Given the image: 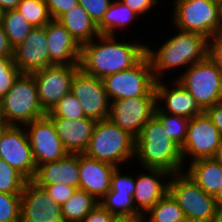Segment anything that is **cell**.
Masks as SVG:
<instances>
[{
    "mask_svg": "<svg viewBox=\"0 0 222 222\" xmlns=\"http://www.w3.org/2000/svg\"><path fill=\"white\" fill-rule=\"evenodd\" d=\"M172 22L177 30L210 39L221 30L218 0H175Z\"/></svg>",
    "mask_w": 222,
    "mask_h": 222,
    "instance_id": "7",
    "label": "cell"
},
{
    "mask_svg": "<svg viewBox=\"0 0 222 222\" xmlns=\"http://www.w3.org/2000/svg\"><path fill=\"white\" fill-rule=\"evenodd\" d=\"M46 190L50 197L58 204L63 205L71 197L77 188L66 184L55 183L52 185H38Z\"/></svg>",
    "mask_w": 222,
    "mask_h": 222,
    "instance_id": "39",
    "label": "cell"
},
{
    "mask_svg": "<svg viewBox=\"0 0 222 222\" xmlns=\"http://www.w3.org/2000/svg\"><path fill=\"white\" fill-rule=\"evenodd\" d=\"M7 126L9 125L7 124V121L5 120L4 113L2 110V104L0 101V127H7Z\"/></svg>",
    "mask_w": 222,
    "mask_h": 222,
    "instance_id": "49",
    "label": "cell"
},
{
    "mask_svg": "<svg viewBox=\"0 0 222 222\" xmlns=\"http://www.w3.org/2000/svg\"><path fill=\"white\" fill-rule=\"evenodd\" d=\"M218 3H219V13H220V24L222 30V0H218Z\"/></svg>",
    "mask_w": 222,
    "mask_h": 222,
    "instance_id": "52",
    "label": "cell"
},
{
    "mask_svg": "<svg viewBox=\"0 0 222 222\" xmlns=\"http://www.w3.org/2000/svg\"><path fill=\"white\" fill-rule=\"evenodd\" d=\"M216 203L219 207L222 206V183L221 186L218 189V192L214 195Z\"/></svg>",
    "mask_w": 222,
    "mask_h": 222,
    "instance_id": "48",
    "label": "cell"
},
{
    "mask_svg": "<svg viewBox=\"0 0 222 222\" xmlns=\"http://www.w3.org/2000/svg\"><path fill=\"white\" fill-rule=\"evenodd\" d=\"M36 167L57 161L69 153L61 142L52 120L47 116L24 125Z\"/></svg>",
    "mask_w": 222,
    "mask_h": 222,
    "instance_id": "14",
    "label": "cell"
},
{
    "mask_svg": "<svg viewBox=\"0 0 222 222\" xmlns=\"http://www.w3.org/2000/svg\"><path fill=\"white\" fill-rule=\"evenodd\" d=\"M221 144L222 134L208 115L204 112L194 116L189 120L187 137L181 147L183 163L189 156L191 157L190 162L213 158Z\"/></svg>",
    "mask_w": 222,
    "mask_h": 222,
    "instance_id": "11",
    "label": "cell"
},
{
    "mask_svg": "<svg viewBox=\"0 0 222 222\" xmlns=\"http://www.w3.org/2000/svg\"><path fill=\"white\" fill-rule=\"evenodd\" d=\"M79 65H52L32 73L43 110L48 113L71 92V84Z\"/></svg>",
    "mask_w": 222,
    "mask_h": 222,
    "instance_id": "12",
    "label": "cell"
},
{
    "mask_svg": "<svg viewBox=\"0 0 222 222\" xmlns=\"http://www.w3.org/2000/svg\"><path fill=\"white\" fill-rule=\"evenodd\" d=\"M16 10L34 27H43L52 20L45 0H21Z\"/></svg>",
    "mask_w": 222,
    "mask_h": 222,
    "instance_id": "32",
    "label": "cell"
},
{
    "mask_svg": "<svg viewBox=\"0 0 222 222\" xmlns=\"http://www.w3.org/2000/svg\"><path fill=\"white\" fill-rule=\"evenodd\" d=\"M111 2V0H78L96 25L102 21Z\"/></svg>",
    "mask_w": 222,
    "mask_h": 222,
    "instance_id": "37",
    "label": "cell"
},
{
    "mask_svg": "<svg viewBox=\"0 0 222 222\" xmlns=\"http://www.w3.org/2000/svg\"><path fill=\"white\" fill-rule=\"evenodd\" d=\"M175 80L196 99L204 111L222 101V73L208 56L191 65Z\"/></svg>",
    "mask_w": 222,
    "mask_h": 222,
    "instance_id": "9",
    "label": "cell"
},
{
    "mask_svg": "<svg viewBox=\"0 0 222 222\" xmlns=\"http://www.w3.org/2000/svg\"><path fill=\"white\" fill-rule=\"evenodd\" d=\"M139 15L119 0L111 2L102 21L97 25L101 35L115 36L117 28H124L131 24ZM130 23V24H129Z\"/></svg>",
    "mask_w": 222,
    "mask_h": 222,
    "instance_id": "26",
    "label": "cell"
},
{
    "mask_svg": "<svg viewBox=\"0 0 222 222\" xmlns=\"http://www.w3.org/2000/svg\"><path fill=\"white\" fill-rule=\"evenodd\" d=\"M84 155L118 167L135 156V138L108 119L97 121Z\"/></svg>",
    "mask_w": 222,
    "mask_h": 222,
    "instance_id": "4",
    "label": "cell"
},
{
    "mask_svg": "<svg viewBox=\"0 0 222 222\" xmlns=\"http://www.w3.org/2000/svg\"><path fill=\"white\" fill-rule=\"evenodd\" d=\"M142 168L161 169L173 175L183 172L181 147L153 116L135 139V156Z\"/></svg>",
    "mask_w": 222,
    "mask_h": 222,
    "instance_id": "2",
    "label": "cell"
},
{
    "mask_svg": "<svg viewBox=\"0 0 222 222\" xmlns=\"http://www.w3.org/2000/svg\"><path fill=\"white\" fill-rule=\"evenodd\" d=\"M213 159L222 166V144L215 152Z\"/></svg>",
    "mask_w": 222,
    "mask_h": 222,
    "instance_id": "47",
    "label": "cell"
},
{
    "mask_svg": "<svg viewBox=\"0 0 222 222\" xmlns=\"http://www.w3.org/2000/svg\"><path fill=\"white\" fill-rule=\"evenodd\" d=\"M0 56L13 57V47L9 43V39L0 24Z\"/></svg>",
    "mask_w": 222,
    "mask_h": 222,
    "instance_id": "45",
    "label": "cell"
},
{
    "mask_svg": "<svg viewBox=\"0 0 222 222\" xmlns=\"http://www.w3.org/2000/svg\"><path fill=\"white\" fill-rule=\"evenodd\" d=\"M156 105L155 88L146 97L114 100L110 102L108 120L136 139L154 116Z\"/></svg>",
    "mask_w": 222,
    "mask_h": 222,
    "instance_id": "10",
    "label": "cell"
},
{
    "mask_svg": "<svg viewBox=\"0 0 222 222\" xmlns=\"http://www.w3.org/2000/svg\"><path fill=\"white\" fill-rule=\"evenodd\" d=\"M71 93L81 104L85 117L95 121L108 119L110 100L103 79L88 75L79 69L73 77Z\"/></svg>",
    "mask_w": 222,
    "mask_h": 222,
    "instance_id": "15",
    "label": "cell"
},
{
    "mask_svg": "<svg viewBox=\"0 0 222 222\" xmlns=\"http://www.w3.org/2000/svg\"><path fill=\"white\" fill-rule=\"evenodd\" d=\"M0 101L8 125L24 126L47 114L39 102L32 74H20Z\"/></svg>",
    "mask_w": 222,
    "mask_h": 222,
    "instance_id": "5",
    "label": "cell"
},
{
    "mask_svg": "<svg viewBox=\"0 0 222 222\" xmlns=\"http://www.w3.org/2000/svg\"><path fill=\"white\" fill-rule=\"evenodd\" d=\"M37 185L66 184L79 188V154L39 165L32 179Z\"/></svg>",
    "mask_w": 222,
    "mask_h": 222,
    "instance_id": "23",
    "label": "cell"
},
{
    "mask_svg": "<svg viewBox=\"0 0 222 222\" xmlns=\"http://www.w3.org/2000/svg\"><path fill=\"white\" fill-rule=\"evenodd\" d=\"M0 158L18 170L27 180L34 178L37 167L24 126L9 125L2 129Z\"/></svg>",
    "mask_w": 222,
    "mask_h": 222,
    "instance_id": "13",
    "label": "cell"
},
{
    "mask_svg": "<svg viewBox=\"0 0 222 222\" xmlns=\"http://www.w3.org/2000/svg\"><path fill=\"white\" fill-rule=\"evenodd\" d=\"M1 25L13 48L22 43L30 31L35 28L16 9L2 13Z\"/></svg>",
    "mask_w": 222,
    "mask_h": 222,
    "instance_id": "30",
    "label": "cell"
},
{
    "mask_svg": "<svg viewBox=\"0 0 222 222\" xmlns=\"http://www.w3.org/2000/svg\"><path fill=\"white\" fill-rule=\"evenodd\" d=\"M20 74L12 57L0 56V100L11 89Z\"/></svg>",
    "mask_w": 222,
    "mask_h": 222,
    "instance_id": "36",
    "label": "cell"
},
{
    "mask_svg": "<svg viewBox=\"0 0 222 222\" xmlns=\"http://www.w3.org/2000/svg\"><path fill=\"white\" fill-rule=\"evenodd\" d=\"M28 180L5 160L0 158V192L21 194Z\"/></svg>",
    "mask_w": 222,
    "mask_h": 222,
    "instance_id": "33",
    "label": "cell"
},
{
    "mask_svg": "<svg viewBox=\"0 0 222 222\" xmlns=\"http://www.w3.org/2000/svg\"><path fill=\"white\" fill-rule=\"evenodd\" d=\"M114 170L109 163L79 154V189L101 200L110 190Z\"/></svg>",
    "mask_w": 222,
    "mask_h": 222,
    "instance_id": "21",
    "label": "cell"
},
{
    "mask_svg": "<svg viewBox=\"0 0 222 222\" xmlns=\"http://www.w3.org/2000/svg\"><path fill=\"white\" fill-rule=\"evenodd\" d=\"M21 194L0 192V222H20Z\"/></svg>",
    "mask_w": 222,
    "mask_h": 222,
    "instance_id": "35",
    "label": "cell"
},
{
    "mask_svg": "<svg viewBox=\"0 0 222 222\" xmlns=\"http://www.w3.org/2000/svg\"><path fill=\"white\" fill-rule=\"evenodd\" d=\"M167 85L161 79L155 83L156 106L162 112L185 117L189 120L204 113L196 99L180 83L175 80L173 88ZM162 101L164 105L161 104Z\"/></svg>",
    "mask_w": 222,
    "mask_h": 222,
    "instance_id": "18",
    "label": "cell"
},
{
    "mask_svg": "<svg viewBox=\"0 0 222 222\" xmlns=\"http://www.w3.org/2000/svg\"><path fill=\"white\" fill-rule=\"evenodd\" d=\"M207 56L222 73V30L215 33L210 39H208Z\"/></svg>",
    "mask_w": 222,
    "mask_h": 222,
    "instance_id": "40",
    "label": "cell"
},
{
    "mask_svg": "<svg viewBox=\"0 0 222 222\" xmlns=\"http://www.w3.org/2000/svg\"><path fill=\"white\" fill-rule=\"evenodd\" d=\"M57 20L70 32L80 46L100 35L97 25L79 3Z\"/></svg>",
    "mask_w": 222,
    "mask_h": 222,
    "instance_id": "24",
    "label": "cell"
},
{
    "mask_svg": "<svg viewBox=\"0 0 222 222\" xmlns=\"http://www.w3.org/2000/svg\"><path fill=\"white\" fill-rule=\"evenodd\" d=\"M119 166L115 167L111 178V186L109 191H118V193H129L131 196L135 192V178L130 175H122Z\"/></svg>",
    "mask_w": 222,
    "mask_h": 222,
    "instance_id": "38",
    "label": "cell"
},
{
    "mask_svg": "<svg viewBox=\"0 0 222 222\" xmlns=\"http://www.w3.org/2000/svg\"><path fill=\"white\" fill-rule=\"evenodd\" d=\"M154 117L162 124L167 134L182 147L187 137L189 119L162 112L157 106Z\"/></svg>",
    "mask_w": 222,
    "mask_h": 222,
    "instance_id": "31",
    "label": "cell"
},
{
    "mask_svg": "<svg viewBox=\"0 0 222 222\" xmlns=\"http://www.w3.org/2000/svg\"><path fill=\"white\" fill-rule=\"evenodd\" d=\"M103 83L111 102L126 98L146 97L155 88L156 79L150 59L145 54L134 66L105 76Z\"/></svg>",
    "mask_w": 222,
    "mask_h": 222,
    "instance_id": "8",
    "label": "cell"
},
{
    "mask_svg": "<svg viewBox=\"0 0 222 222\" xmlns=\"http://www.w3.org/2000/svg\"><path fill=\"white\" fill-rule=\"evenodd\" d=\"M168 193L179 204L186 218L215 222L219 207L215 197L204 192L184 171L171 175Z\"/></svg>",
    "mask_w": 222,
    "mask_h": 222,
    "instance_id": "6",
    "label": "cell"
},
{
    "mask_svg": "<svg viewBox=\"0 0 222 222\" xmlns=\"http://www.w3.org/2000/svg\"><path fill=\"white\" fill-rule=\"evenodd\" d=\"M123 4L127 5L133 12L141 16V14H144L150 10V8H153L154 6H157L158 1L157 0H119Z\"/></svg>",
    "mask_w": 222,
    "mask_h": 222,
    "instance_id": "43",
    "label": "cell"
},
{
    "mask_svg": "<svg viewBox=\"0 0 222 222\" xmlns=\"http://www.w3.org/2000/svg\"><path fill=\"white\" fill-rule=\"evenodd\" d=\"M48 117L61 118H83L85 114L78 99L70 92L54 106V108L46 114Z\"/></svg>",
    "mask_w": 222,
    "mask_h": 222,
    "instance_id": "34",
    "label": "cell"
},
{
    "mask_svg": "<svg viewBox=\"0 0 222 222\" xmlns=\"http://www.w3.org/2000/svg\"><path fill=\"white\" fill-rule=\"evenodd\" d=\"M144 170L150 174L144 173L136 177L135 192L133 195L136 209L143 216L168 193V177H171V174L161 169L144 168ZM164 180H166V182H163Z\"/></svg>",
    "mask_w": 222,
    "mask_h": 222,
    "instance_id": "20",
    "label": "cell"
},
{
    "mask_svg": "<svg viewBox=\"0 0 222 222\" xmlns=\"http://www.w3.org/2000/svg\"><path fill=\"white\" fill-rule=\"evenodd\" d=\"M215 222H222V206L218 207L217 215L215 218Z\"/></svg>",
    "mask_w": 222,
    "mask_h": 222,
    "instance_id": "50",
    "label": "cell"
},
{
    "mask_svg": "<svg viewBox=\"0 0 222 222\" xmlns=\"http://www.w3.org/2000/svg\"><path fill=\"white\" fill-rule=\"evenodd\" d=\"M176 35L168 38L158 49L146 45V54L150 59L156 81L170 69L187 67V69L207 57L208 38L202 34L178 30ZM161 74V75H160Z\"/></svg>",
    "mask_w": 222,
    "mask_h": 222,
    "instance_id": "3",
    "label": "cell"
},
{
    "mask_svg": "<svg viewBox=\"0 0 222 222\" xmlns=\"http://www.w3.org/2000/svg\"><path fill=\"white\" fill-rule=\"evenodd\" d=\"M45 32L51 65H79L81 46L58 20L47 23Z\"/></svg>",
    "mask_w": 222,
    "mask_h": 222,
    "instance_id": "19",
    "label": "cell"
},
{
    "mask_svg": "<svg viewBox=\"0 0 222 222\" xmlns=\"http://www.w3.org/2000/svg\"><path fill=\"white\" fill-rule=\"evenodd\" d=\"M2 11L0 10V24H1V20H2Z\"/></svg>",
    "mask_w": 222,
    "mask_h": 222,
    "instance_id": "55",
    "label": "cell"
},
{
    "mask_svg": "<svg viewBox=\"0 0 222 222\" xmlns=\"http://www.w3.org/2000/svg\"><path fill=\"white\" fill-rule=\"evenodd\" d=\"M61 217V206L44 188L28 180L21 193L20 222H53Z\"/></svg>",
    "mask_w": 222,
    "mask_h": 222,
    "instance_id": "17",
    "label": "cell"
},
{
    "mask_svg": "<svg viewBox=\"0 0 222 222\" xmlns=\"http://www.w3.org/2000/svg\"><path fill=\"white\" fill-rule=\"evenodd\" d=\"M20 2L21 0H0V10L4 12L7 10L17 9Z\"/></svg>",
    "mask_w": 222,
    "mask_h": 222,
    "instance_id": "46",
    "label": "cell"
},
{
    "mask_svg": "<svg viewBox=\"0 0 222 222\" xmlns=\"http://www.w3.org/2000/svg\"><path fill=\"white\" fill-rule=\"evenodd\" d=\"M51 19L57 20L61 15L74 8L78 0H45Z\"/></svg>",
    "mask_w": 222,
    "mask_h": 222,
    "instance_id": "41",
    "label": "cell"
},
{
    "mask_svg": "<svg viewBox=\"0 0 222 222\" xmlns=\"http://www.w3.org/2000/svg\"><path fill=\"white\" fill-rule=\"evenodd\" d=\"M186 174L207 194L214 196L222 183V166L213 158L189 163Z\"/></svg>",
    "mask_w": 222,
    "mask_h": 222,
    "instance_id": "25",
    "label": "cell"
},
{
    "mask_svg": "<svg viewBox=\"0 0 222 222\" xmlns=\"http://www.w3.org/2000/svg\"><path fill=\"white\" fill-rule=\"evenodd\" d=\"M222 134V101L204 111Z\"/></svg>",
    "mask_w": 222,
    "mask_h": 222,
    "instance_id": "44",
    "label": "cell"
},
{
    "mask_svg": "<svg viewBox=\"0 0 222 222\" xmlns=\"http://www.w3.org/2000/svg\"><path fill=\"white\" fill-rule=\"evenodd\" d=\"M181 222H197V221H194V220H191V219H188V218H185L183 221Z\"/></svg>",
    "mask_w": 222,
    "mask_h": 222,
    "instance_id": "54",
    "label": "cell"
},
{
    "mask_svg": "<svg viewBox=\"0 0 222 222\" xmlns=\"http://www.w3.org/2000/svg\"><path fill=\"white\" fill-rule=\"evenodd\" d=\"M114 222H141V220H134V219H118V218H116Z\"/></svg>",
    "mask_w": 222,
    "mask_h": 222,
    "instance_id": "51",
    "label": "cell"
},
{
    "mask_svg": "<svg viewBox=\"0 0 222 222\" xmlns=\"http://www.w3.org/2000/svg\"><path fill=\"white\" fill-rule=\"evenodd\" d=\"M81 45L80 69L91 76L103 79L105 76L124 71L134 66L145 54L146 45L117 41L115 36L98 35ZM96 42V43H95Z\"/></svg>",
    "mask_w": 222,
    "mask_h": 222,
    "instance_id": "1",
    "label": "cell"
},
{
    "mask_svg": "<svg viewBox=\"0 0 222 222\" xmlns=\"http://www.w3.org/2000/svg\"><path fill=\"white\" fill-rule=\"evenodd\" d=\"M115 217L98 204L81 222H114Z\"/></svg>",
    "mask_w": 222,
    "mask_h": 222,
    "instance_id": "42",
    "label": "cell"
},
{
    "mask_svg": "<svg viewBox=\"0 0 222 222\" xmlns=\"http://www.w3.org/2000/svg\"><path fill=\"white\" fill-rule=\"evenodd\" d=\"M146 216H142L141 222H181L186 217L184 211L174 198L167 193L147 212Z\"/></svg>",
    "mask_w": 222,
    "mask_h": 222,
    "instance_id": "29",
    "label": "cell"
},
{
    "mask_svg": "<svg viewBox=\"0 0 222 222\" xmlns=\"http://www.w3.org/2000/svg\"><path fill=\"white\" fill-rule=\"evenodd\" d=\"M12 59L21 74H32L52 66L45 26L33 28L24 41L13 48Z\"/></svg>",
    "mask_w": 222,
    "mask_h": 222,
    "instance_id": "16",
    "label": "cell"
},
{
    "mask_svg": "<svg viewBox=\"0 0 222 222\" xmlns=\"http://www.w3.org/2000/svg\"><path fill=\"white\" fill-rule=\"evenodd\" d=\"M99 204L118 219L141 220L143 216L136 209L133 196L129 193L108 191L106 195L99 200Z\"/></svg>",
    "mask_w": 222,
    "mask_h": 222,
    "instance_id": "27",
    "label": "cell"
},
{
    "mask_svg": "<svg viewBox=\"0 0 222 222\" xmlns=\"http://www.w3.org/2000/svg\"><path fill=\"white\" fill-rule=\"evenodd\" d=\"M49 118L67 152L69 154H84L97 121L87 117L79 119Z\"/></svg>",
    "mask_w": 222,
    "mask_h": 222,
    "instance_id": "22",
    "label": "cell"
},
{
    "mask_svg": "<svg viewBox=\"0 0 222 222\" xmlns=\"http://www.w3.org/2000/svg\"><path fill=\"white\" fill-rule=\"evenodd\" d=\"M98 204L99 201L93 195L78 188L61 205L62 217L69 222H81Z\"/></svg>",
    "mask_w": 222,
    "mask_h": 222,
    "instance_id": "28",
    "label": "cell"
},
{
    "mask_svg": "<svg viewBox=\"0 0 222 222\" xmlns=\"http://www.w3.org/2000/svg\"><path fill=\"white\" fill-rule=\"evenodd\" d=\"M53 222H69V221H67L65 218L61 217V218H59V219H56V220L53 221Z\"/></svg>",
    "mask_w": 222,
    "mask_h": 222,
    "instance_id": "53",
    "label": "cell"
}]
</instances>
